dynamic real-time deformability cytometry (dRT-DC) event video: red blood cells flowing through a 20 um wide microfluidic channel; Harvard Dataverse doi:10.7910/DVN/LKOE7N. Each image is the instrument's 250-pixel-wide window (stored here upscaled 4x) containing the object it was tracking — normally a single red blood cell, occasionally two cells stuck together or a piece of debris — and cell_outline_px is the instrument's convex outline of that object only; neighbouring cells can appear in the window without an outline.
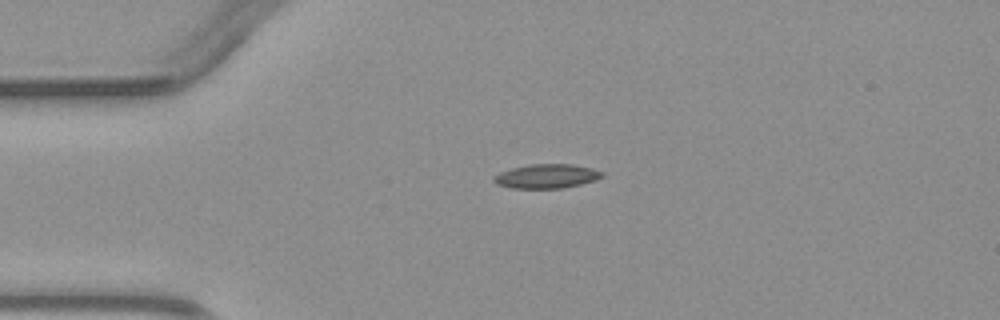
{"species": "common noctule bat (a hibernating species)", "species_latin": "Nyctalus noctula", "temperature_condition": "warm", "stored_images_in_passage": 1, "camera_frame_rate_fps": 3000, "um_per_image_px": 0.085, "animal": {"sex": "male", "body_mass_g": 23.1, "forearm_length_mm": 52.7}, "frame": {"image": 1, "passage_image": 1, "time_ms": 0.0, "image_size_px": [1000, 320], "cell_outline_px": [[604, 176], [596, 180], [580, 184], [560, 188], [512, 188], [496, 184], [492, 180], [492, 176], [500, 172], [512, 168], [528, 164], [572, 164], [592, 168], [604, 172]], "centroid_in_image_um": [46.45, 14.97], "position_along_channel_um": 38.5, "area_um2": 15.32}}